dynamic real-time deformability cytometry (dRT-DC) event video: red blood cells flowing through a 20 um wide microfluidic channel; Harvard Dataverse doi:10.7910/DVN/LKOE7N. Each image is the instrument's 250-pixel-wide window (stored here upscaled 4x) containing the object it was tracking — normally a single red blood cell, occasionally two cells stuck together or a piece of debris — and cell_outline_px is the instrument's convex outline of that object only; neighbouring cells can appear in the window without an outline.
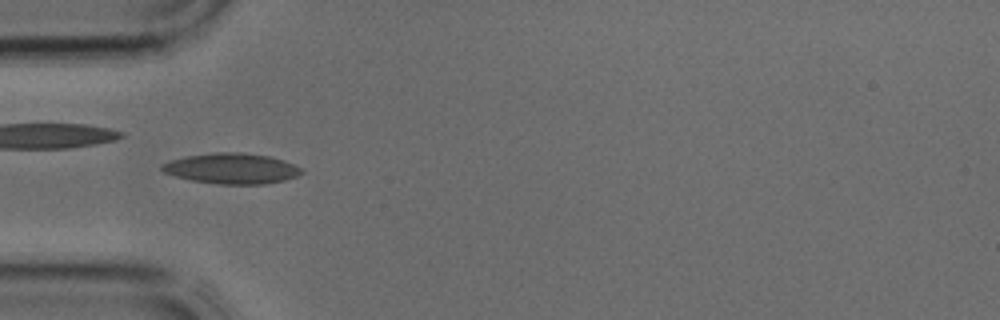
{"species": "common noctule bat (a hibernating species)", "species_latin": "Nyctalus noctula", "temperature_condition": "cold", "stored_images_in_passage": 39, "camera_frame_rate_fps": 3000, "um_per_image_px": 0.085, "animal": {"sex": "male", "body_mass_g": 17.9, "forearm_length_mm": 54.2}, "frame": {"image": 1, "passage_image": 12, "time_ms": 3.667, "image_size_px": [1000, 320], "cell_outline_px": [[304, 172], [296, 176], [284, 180], [264, 184], [220, 184], [192, 180], [176, 176], [164, 172], [160, 168], [160, 164], [184, 156], [216, 152], [244, 152], [268, 156], [284, 160], [300, 168]], "centroid_in_image_um": [19.68, 14.31], "position_along_channel_um": 65.3, "area_um2": 24.74}}